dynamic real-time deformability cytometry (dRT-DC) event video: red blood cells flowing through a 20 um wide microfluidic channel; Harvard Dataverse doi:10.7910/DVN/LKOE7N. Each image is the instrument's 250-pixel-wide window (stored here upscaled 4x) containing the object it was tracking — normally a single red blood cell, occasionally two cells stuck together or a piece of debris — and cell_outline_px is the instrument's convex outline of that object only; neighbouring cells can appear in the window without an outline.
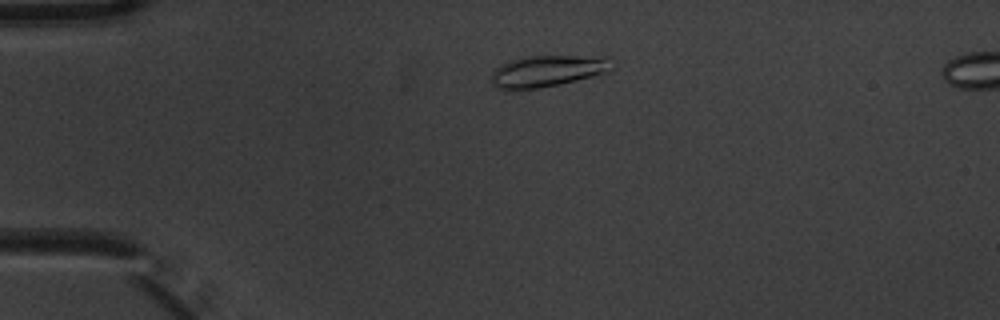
{"species": "common noctule bat (a hibernating species)", "species_latin": "Nyctalus noctula", "temperature_condition": "warm", "stored_images_in_passage": 5, "camera_frame_rate_fps": 3000, "um_per_image_px": 0.085, "animal": {"sex": "male", "body_mass_g": 20.1, "forearm_length_mm": 53.5}, "frame": {"image": 1, "passage_image": 3, "time_ms": 0.667, "image_size_px": [1000, 320], "cell_outline_px": [[616, 60], [608, 72], [560, 84], [536, 88], [496, 88], [492, 84], [492, 72], [500, 64], [524, 56], [612, 56]], "centroid_in_image_um": [46.62, 6.0], "position_along_channel_um": 38.4, "area_um2": 22.08}}